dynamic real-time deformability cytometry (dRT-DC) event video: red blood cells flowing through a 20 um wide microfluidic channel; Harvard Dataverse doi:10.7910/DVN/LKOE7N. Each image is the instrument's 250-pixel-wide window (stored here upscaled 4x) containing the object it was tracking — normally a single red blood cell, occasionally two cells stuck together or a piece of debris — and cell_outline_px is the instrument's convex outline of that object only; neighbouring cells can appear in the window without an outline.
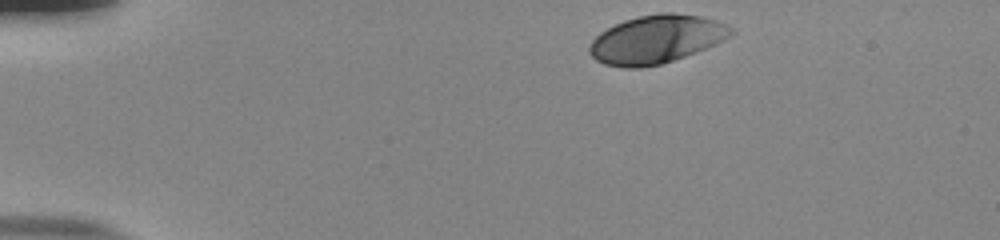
{"species": "human", "species_latin": "Homo sapiens", "temperature_condition": "room temperature", "stored_images_in_passage": 38, "camera_frame_rate_fps": 3000, "um_per_image_px": 0.085, "donor": {"sex": "male"}, "frame": {"image": 1, "passage_image": 1, "time_ms": 0.0, "image_size_px": [1000, 240], "cell_outline_px": [[736, 32], [696, 52], [660, 64], [640, 68], [624, 68], [604, 64], [596, 60], [588, 52], [588, 44], [600, 32], [624, 20], [640, 16], [660, 12], [672, 12], [700, 16], [716, 20], [728, 24], [736, 28]], "centroid_in_image_um": [55.77, 3.33], "position_along_channel_um": 29.2, "area_um2": 39.71}}
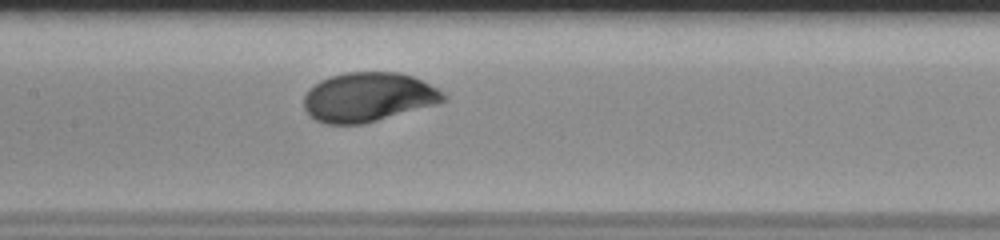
{"frame": {"image": 2, "passage_image": 19, "time_ms": 6.0, "image_size_px": [1000, 240], "cell_outline_px": [[448, 100], [436, 104], [364, 124], [324, 124], [308, 116], [304, 108], [304, 96], [308, 88], [320, 80], [344, 72], [400, 72], [412, 76], [444, 92], [448, 96]], "centroid_in_image_um": [31.27, 8.26], "position_along_channel_um": 176.1, "area_um2": 40.29}}
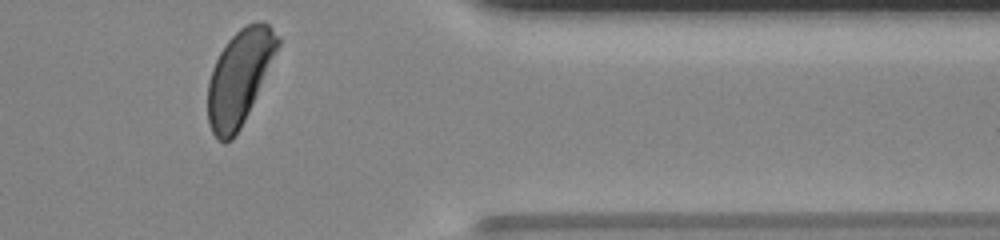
{"frame": {"image": 3, "passage_image": 37, "time_ms": 12.0, "image_size_px": [1000, 240], "cell_outline_px": [[280, 44], [248, 112], [240, 128], [232, 140], [224, 144], [212, 132], [208, 124], [208, 80], [212, 68], [220, 52], [228, 40], [240, 28], [256, 20], [264, 20], [280, 36]], "centroid_in_image_um": [20.34, 6.54], "position_along_channel_um": 391.1, "area_um2": 38.21}, "authors_computed_cell_mechanics": {"area_um2": 39.2751, "velocity_mm_per_s": 3.7935, "shape_relaxation_time_tau1_ms": 2.3899, "shape_relaxation_time_tau2_ms": null, "deformation_change_tau1": 0.1597, "deformation_change_tau2": null}}